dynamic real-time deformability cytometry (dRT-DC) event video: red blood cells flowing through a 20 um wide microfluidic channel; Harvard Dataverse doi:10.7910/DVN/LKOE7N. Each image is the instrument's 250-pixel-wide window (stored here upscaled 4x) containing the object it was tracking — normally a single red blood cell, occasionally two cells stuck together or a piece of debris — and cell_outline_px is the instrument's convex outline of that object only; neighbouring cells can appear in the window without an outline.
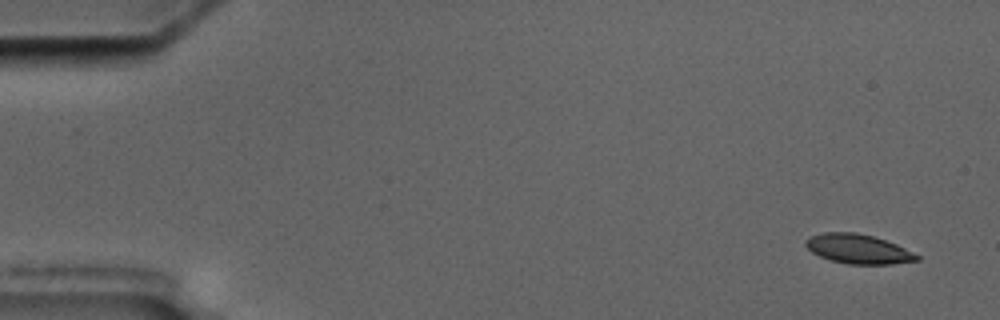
{"species": "common noctule bat (a hibernating species)", "species_latin": "Nyctalus noctula", "temperature_condition": "cold", "stored_images_in_passage": 5, "camera_frame_rate_fps": 3000, "um_per_image_px": 0.085, "animal": {"sex": "male", "body_mass_g": 17.5, "forearm_length_mm": 52.3}, "frame": {"image": 1, "passage_image": 1, "time_ms": 0.0, "image_size_px": [1000, 320], "cell_outline_px": [[920, 260], [892, 264], [848, 264], [832, 260], [820, 256], [812, 252], [804, 244], [804, 240], [808, 236], [824, 232], [856, 232], [872, 236], [896, 244], [920, 256]], "centroid_in_image_um": [72.92, 21.15], "position_along_channel_um": 12.1, "area_um2": 19.02}}
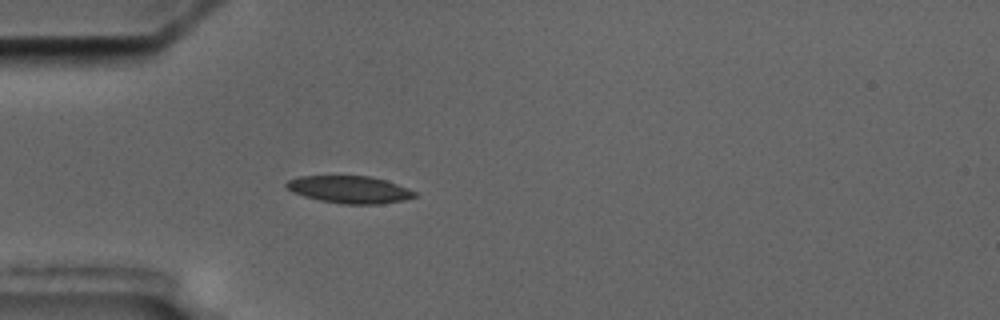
{"frame": {"image": 2, "passage_image": 5, "time_ms": 4.667, "image_size_px": [1000, 320], "cell_outline_px": [[416, 196], [404, 200], [380, 204], [344, 204], [320, 200], [304, 196], [292, 192], [284, 184], [288, 180], [296, 176], [372, 176], [396, 184], [416, 192]], "centroid_in_image_um": [29.68, 16.11], "position_along_channel_um": 55.3, "area_um2": 20.29}}